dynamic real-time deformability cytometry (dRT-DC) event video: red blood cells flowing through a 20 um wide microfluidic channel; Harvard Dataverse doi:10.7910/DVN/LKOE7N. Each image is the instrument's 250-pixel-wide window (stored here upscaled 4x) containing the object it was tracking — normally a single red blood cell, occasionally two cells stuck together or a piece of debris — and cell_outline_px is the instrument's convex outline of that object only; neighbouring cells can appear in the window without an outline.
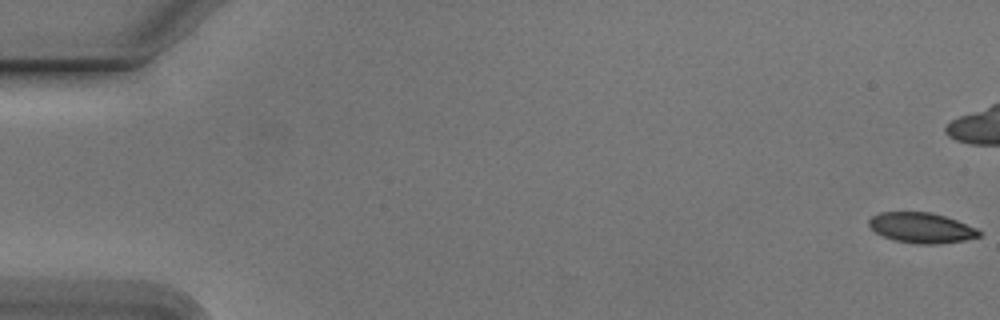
{"species": "Egyptian fruit bat (a non-hibernating species)", "species_latin": "Rousettus aegyptiacus", "temperature_condition": "cold", "stored_images_in_passage": 45, "camera_frame_rate_fps": 3000, "um_per_image_px": 0.085, "animal": {"sex": "male"}, "frame": {"image": 1, "passage_image": 1, "time_ms": 0.0, "image_size_px": [1000, 320], "cell_outline_px": [[980, 236], [964, 240], [940, 244], [916, 244], [896, 240], [884, 236], [876, 232], [868, 224], [868, 220], [872, 216], [880, 212], [932, 212], [956, 220], [976, 228], [980, 232]], "centroid_in_image_um": [78.31, 19.36], "position_along_channel_um": 6.7, "area_um2": 19.31}}
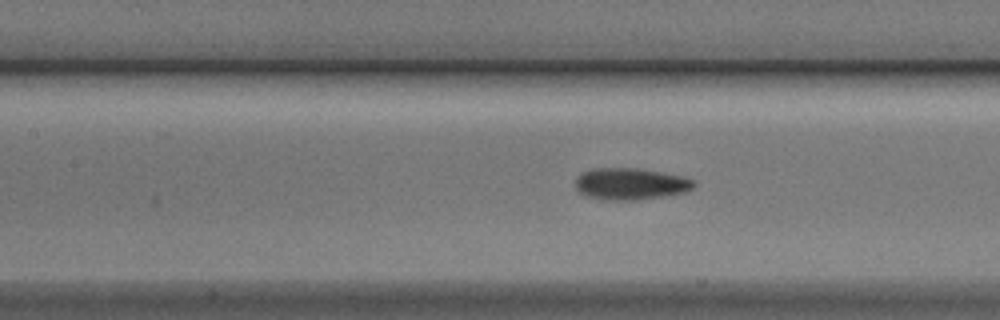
{"frame": {"image": 2, "passage_image": 25, "time_ms": 8.0, "image_size_px": [1000, 320], "cell_outline_px": [[696, 184], [692, 188], [684, 192], [664, 196], [632, 200], [608, 200], [588, 196], [580, 192], [576, 188], [576, 176], [580, 172], [592, 168], [636, 168], [660, 172], [680, 176], [692, 180]], "centroid_in_image_um": [53.54, 15.62], "position_along_channel_um": 153.9, "area_um2": 21.68}}
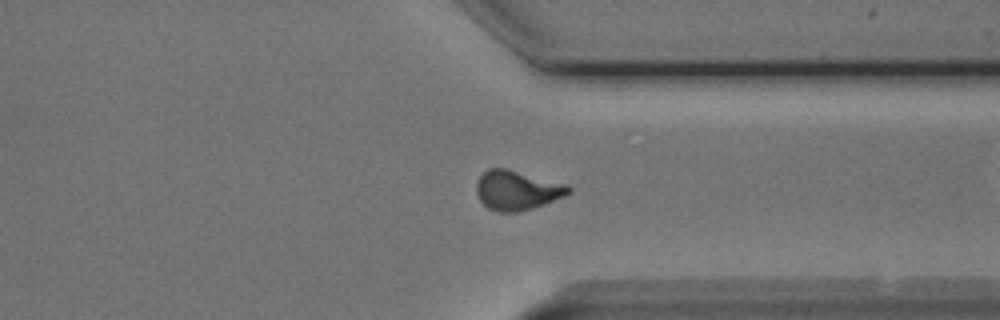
{"frame": {"image": 3, "passage_image": 42, "time_ms": 13.667, "image_size_px": [1000, 320], "cell_outline_px": [[572, 192], [564, 196], [544, 204], [532, 208], [516, 212], [500, 212], [488, 208], [480, 200], [476, 192], [476, 184], [480, 176], [488, 168], [508, 168], [568, 184], [572, 188]], "centroid_in_image_um": [43.97, 16.15], "position_along_channel_um": 367.4, "area_um2": 21.33}}